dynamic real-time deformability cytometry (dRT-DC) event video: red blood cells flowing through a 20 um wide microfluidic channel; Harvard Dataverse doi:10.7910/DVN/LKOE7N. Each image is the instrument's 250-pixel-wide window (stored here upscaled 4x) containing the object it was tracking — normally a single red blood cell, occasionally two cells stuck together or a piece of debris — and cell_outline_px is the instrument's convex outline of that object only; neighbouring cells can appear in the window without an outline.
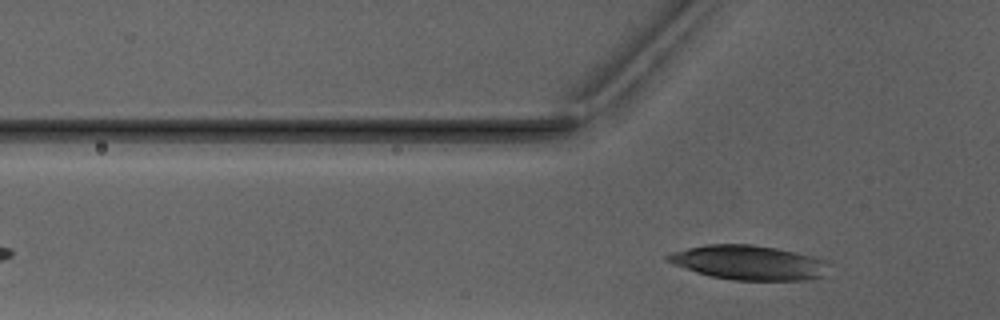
{"species": "Egyptian fruit bat (a non-hibernating species)", "species_latin": "Rousettus aegyptiacus", "temperature_condition": "warm", "stored_images_in_passage": 4, "camera_frame_rate_fps": 3000, "um_per_image_px": 0.085, "animal": {"sex": "male"}, "frame": {"image": 1, "passage_image": 4, "time_ms": 3.667, "image_size_px": [1000, 320], "cell_outline_px": [[828, 276], [804, 280], [732, 280], [712, 276], [696, 272], [672, 264], [664, 260], [664, 256], [668, 252], [708, 244], [752, 244], [776, 248], [796, 252], [828, 260]], "centroid_in_image_um": [63.65, 22.32], "position_along_channel_um": 62.2, "area_um2": 32.77}}